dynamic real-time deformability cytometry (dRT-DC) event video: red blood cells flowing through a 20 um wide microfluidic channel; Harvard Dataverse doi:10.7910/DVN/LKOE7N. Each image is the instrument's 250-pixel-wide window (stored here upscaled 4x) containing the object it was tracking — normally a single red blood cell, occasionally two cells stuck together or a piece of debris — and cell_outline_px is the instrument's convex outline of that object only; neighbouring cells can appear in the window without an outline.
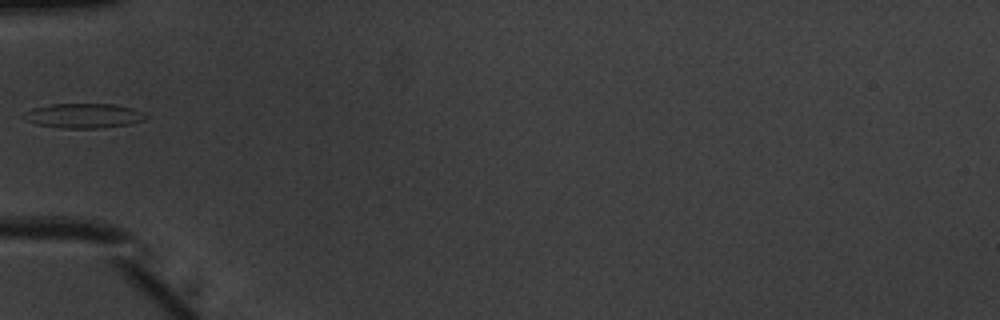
{"species": "common noctule bat (a hibernating species)", "species_latin": "Nyctalus noctula", "temperature_condition": "warm", "stored_images_in_passage": 34, "camera_frame_rate_fps": 3000, "um_per_image_px": 0.085, "animal": {"sex": "male", "body_mass_g": 20.1, "forearm_length_mm": 53.5}, "frame": {"image": 1, "passage_image": 1, "time_ms": 0.0, "image_size_px": [1000, 320], "cell_outline_px": [[148, 116], [144, 120], [128, 124], [100, 128], [60, 128], [36, 124], [24, 120], [20, 116], [24, 112], [32, 108], [52, 104], [112, 104], [132, 108], [144, 112]], "centroid_in_image_um": [7.06, 9.84], "position_along_channel_um": 77.9, "area_um2": 17.63}}
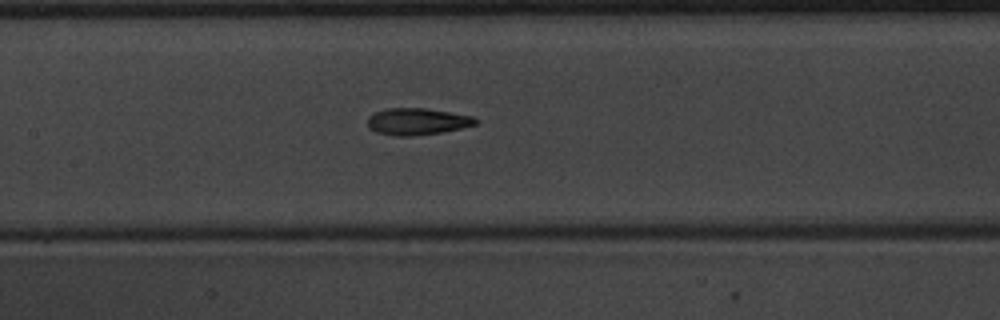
{"frame": {"image": 2, "passage_image": 8, "time_ms": 2.333, "image_size_px": [1000, 320], "cell_outline_px": [[480, 120], [476, 124], [460, 128], [440, 132], [412, 136], [396, 136], [376, 132], [368, 128], [368, 116], [384, 108], [424, 108], [472, 116]], "centroid_in_image_um": [35.43, 10.32], "position_along_channel_um": 172.0, "area_um2": 16.76}}
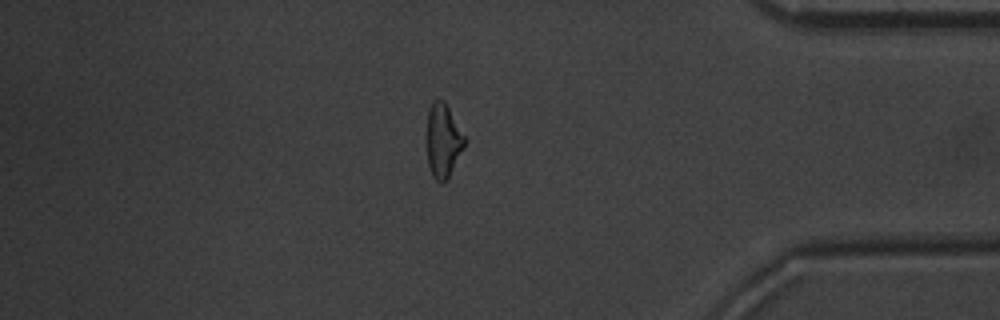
{"frame": {"image": 3, "passage_image": 27, "time_ms": 8.667, "image_size_px": [1000, 320], "cell_outline_px": [[464, 148], [448, 176], [440, 184], [432, 176], [428, 164], [428, 108], [436, 100], [444, 100], [464, 136]], "centroid_in_image_um": [37.66, 11.96], "position_along_channel_um": 397.5, "area_um2": 15.61}}